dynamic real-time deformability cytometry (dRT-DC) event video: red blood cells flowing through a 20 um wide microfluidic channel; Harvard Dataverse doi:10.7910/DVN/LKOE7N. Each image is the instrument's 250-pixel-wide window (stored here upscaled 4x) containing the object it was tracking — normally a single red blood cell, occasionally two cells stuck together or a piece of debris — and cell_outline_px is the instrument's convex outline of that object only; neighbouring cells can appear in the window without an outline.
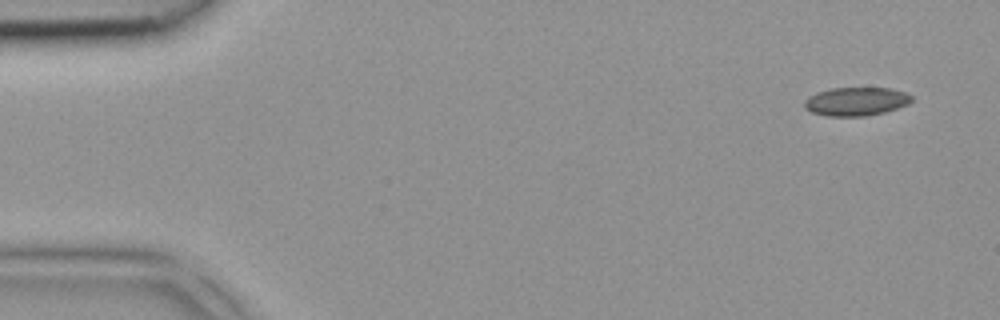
{"species": "common noctule bat (a hibernating species)", "species_latin": "Nyctalus noctula", "temperature_condition": "room temperature", "stored_images_in_passage": 3, "camera_frame_rate_fps": 3000, "um_per_image_px": 0.085, "animal": {"sex": "female", "body_mass_g": 18.4}, "frame": {"image": 1, "passage_image": 1, "time_ms": 0.0, "image_size_px": [1000, 320], "cell_outline_px": [[912, 100], [908, 104], [884, 112], [864, 116], [828, 116], [812, 112], [804, 108], [804, 100], [808, 96], [816, 92], [828, 88], [892, 88], [904, 92], [912, 96]], "centroid_in_image_um": [72.73, 8.61], "position_along_channel_um": 12.3, "area_um2": 17.86}}
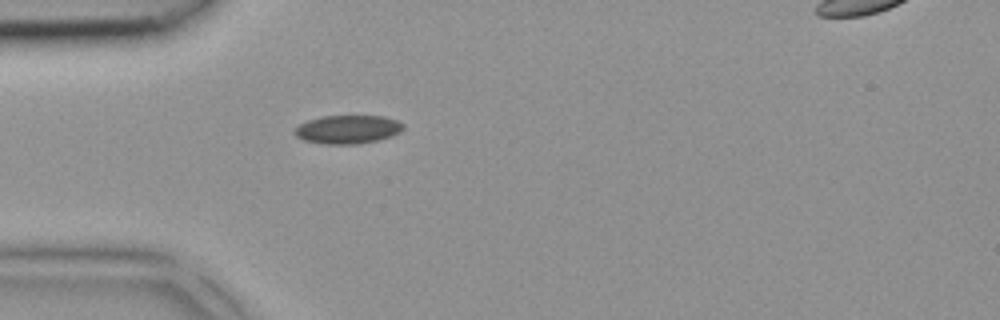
{"frame": {"image": 2, "passage_image": 3, "time_ms": 0.667, "image_size_px": [1000, 320], "cell_outline_px": [[404, 128], [400, 132], [392, 136], [360, 144], [324, 144], [304, 140], [296, 136], [292, 132], [300, 124], [308, 120], [324, 116], [384, 116], [396, 120], [404, 124]], "centroid_in_image_um": [29.56, 11.0], "position_along_channel_um": 55.4, "area_um2": 18.03}}